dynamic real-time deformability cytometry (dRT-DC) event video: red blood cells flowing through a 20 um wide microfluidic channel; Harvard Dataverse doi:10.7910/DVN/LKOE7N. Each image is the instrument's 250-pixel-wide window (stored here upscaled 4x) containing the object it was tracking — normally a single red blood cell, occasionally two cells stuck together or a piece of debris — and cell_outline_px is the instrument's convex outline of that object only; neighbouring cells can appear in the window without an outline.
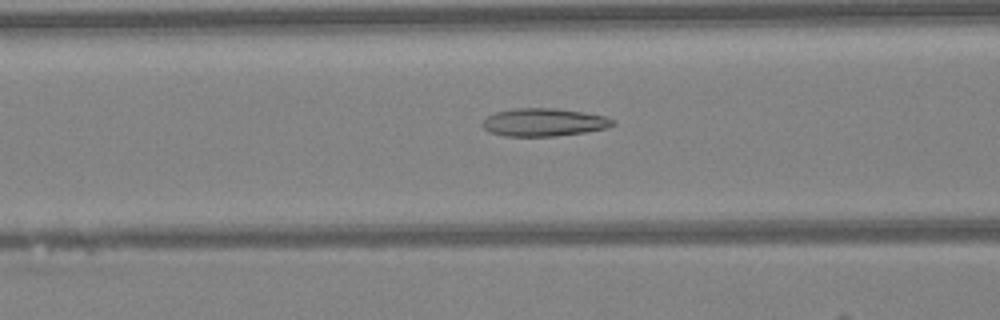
{"species": "Egyptian fruit bat (a non-hibernating species)", "species_latin": "Rousettus aegyptiacus", "temperature_condition": "warm", "stored_images_in_passage": 39, "camera_frame_rate_fps": 3000, "um_per_image_px": 0.085, "animal": {"sex": "female"}, "frame": {"image": 1, "passage_image": 11, "time_ms": 3.333, "image_size_px": [1000, 320], "cell_outline_px": [[616, 124], [604, 128], [584, 132], [556, 136], [504, 136], [492, 132], [484, 128], [484, 120], [488, 116], [496, 112], [512, 108], [556, 108], [604, 116], [616, 120]], "centroid_in_image_um": [46.24, 10.39], "position_along_channel_um": 120.4, "area_um2": 20.92}}
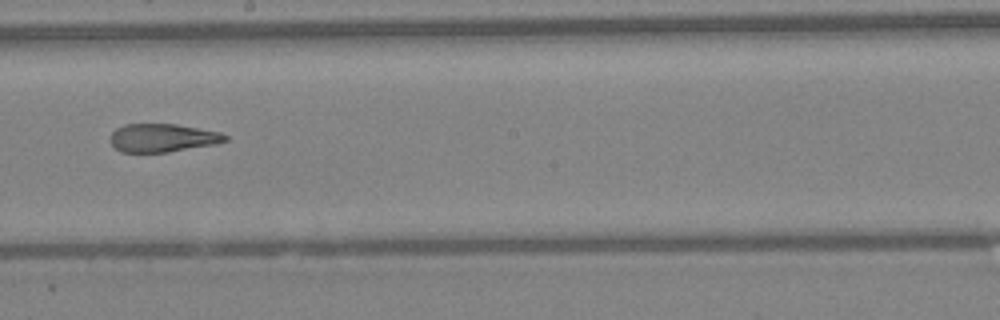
{"frame": {"image": 2, "passage_image": 19, "time_ms": 6.0, "image_size_px": [1000, 320], "cell_outline_px": [[228, 140], [216, 144], [168, 152], [120, 152], [112, 144], [112, 132], [116, 128], [124, 124], [176, 124], [220, 132], [228, 136]], "centroid_in_image_um": [13.84, 11.72], "position_along_channel_um": 234.4, "area_um2": 18.84}}
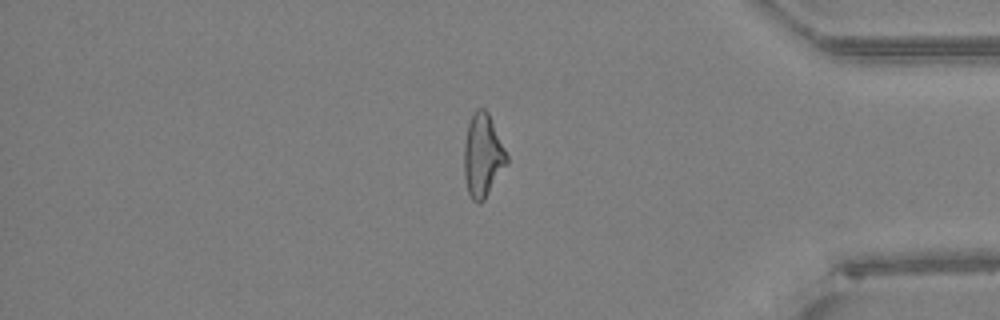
{"frame": {"image": 3, "passage_image": 32, "time_ms": 10.333, "image_size_px": [1000, 320], "cell_outline_px": [[508, 164], [484, 200], [480, 204], [472, 200], [468, 192], [464, 176], [464, 144], [468, 124], [476, 108], [484, 108], [488, 112], [508, 156]], "centroid_in_image_um": [41.03, 13.25], "position_along_channel_um": 394.2, "area_um2": 20.69}, "authors_computed_cell_mechanics": {"area_um2": 20.6924, "velocity_mm_per_s": 4.3026, "shape_relaxation_time_tau1_ms": 8.0769, "shape_relaxation_time_tau2_ms": 2.1655, "deformation_change_tau1": 0.2368, "deformation_change_tau2": 0.1253}}